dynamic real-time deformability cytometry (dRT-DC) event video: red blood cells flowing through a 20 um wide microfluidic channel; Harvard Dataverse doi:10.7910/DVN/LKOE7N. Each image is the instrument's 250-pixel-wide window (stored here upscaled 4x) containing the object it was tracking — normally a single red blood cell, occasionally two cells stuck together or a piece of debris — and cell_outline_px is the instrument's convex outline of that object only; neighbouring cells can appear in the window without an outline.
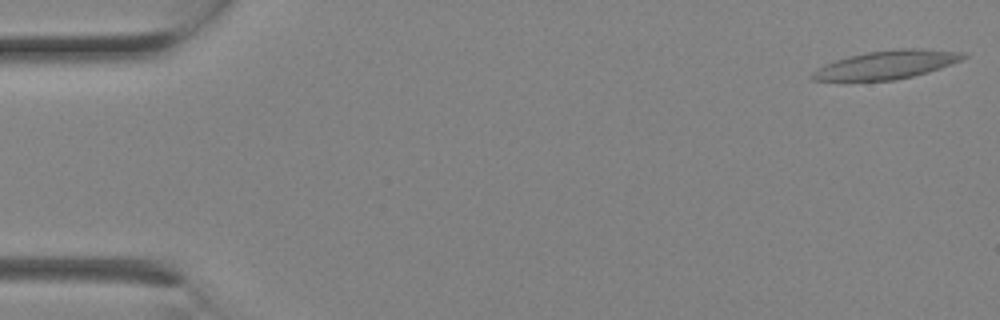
{"species": "Egyptian fruit bat (a non-hibernating species)", "species_latin": "Rousettus aegyptiacus", "temperature_condition": "room temperature", "stored_images_in_passage": 3, "camera_frame_rate_fps": 3000, "um_per_image_px": 0.085, "animal": {"sex": "female"}, "frame": {"image": 1, "passage_image": 1, "time_ms": 0.0, "image_size_px": [1000, 320], "cell_outline_px": [[968, 56], [952, 64], [928, 72], [912, 76], [892, 80], [812, 80], [808, 76], [816, 68], [824, 64], [848, 56], [864, 52], [900, 48], [920, 48], [968, 52]], "centroid_in_image_um": [75.38, 5.48], "position_along_channel_um": 9.6, "area_um2": 25.14}}
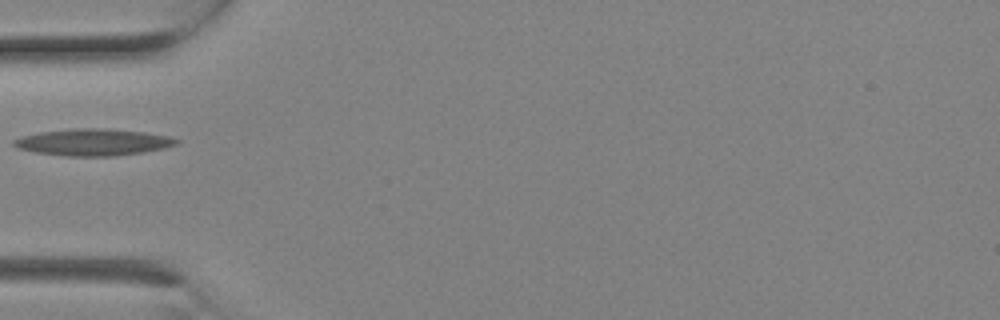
{"frame": {"image": 2, "passage_image": 3, "time_ms": 0.667, "image_size_px": [1000, 320], "cell_outline_px": [[180, 140], [176, 144], [164, 148], [144, 152], [116, 156], [64, 156], [36, 152], [16, 148], [12, 144], [12, 140], [24, 136], [40, 132], [72, 128], [100, 128], [144, 132], [168, 136]], "centroid_in_image_um": [7.9, 12.09], "position_along_channel_um": 77.1, "area_um2": 25.32}}